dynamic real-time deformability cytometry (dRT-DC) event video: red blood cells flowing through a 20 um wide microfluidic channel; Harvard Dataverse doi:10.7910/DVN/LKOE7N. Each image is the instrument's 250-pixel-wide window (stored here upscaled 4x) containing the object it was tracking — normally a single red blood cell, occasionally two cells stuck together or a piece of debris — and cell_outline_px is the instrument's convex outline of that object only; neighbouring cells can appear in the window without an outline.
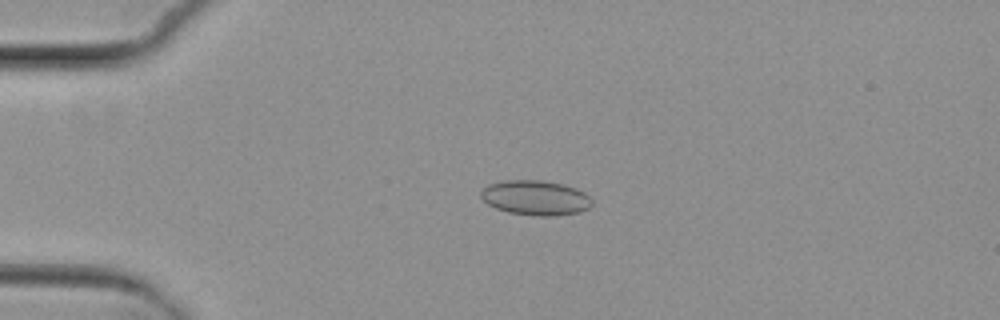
{"species": "common noctule bat (a hibernating species)", "species_latin": "Nyctalus noctula", "temperature_condition": "cold", "stored_images_in_passage": 8, "camera_frame_rate_fps": 3000, "um_per_image_px": 0.085, "animal": {"sex": "female", "body_mass_g": 29.2, "forearm_length_mm": 56.3}, "frame": {"image": 1, "passage_image": 4, "time_ms": 3.333, "image_size_px": [1000, 320], "cell_outline_px": [[592, 204], [588, 208], [580, 212], [556, 216], [536, 216], [508, 212], [496, 208], [488, 204], [480, 196], [480, 192], [488, 184], [508, 180], [540, 180], [564, 184], [576, 188], [584, 192], [592, 200]], "centroid_in_image_um": [45.53, 16.81], "position_along_channel_um": 39.5, "area_um2": 22.6}}
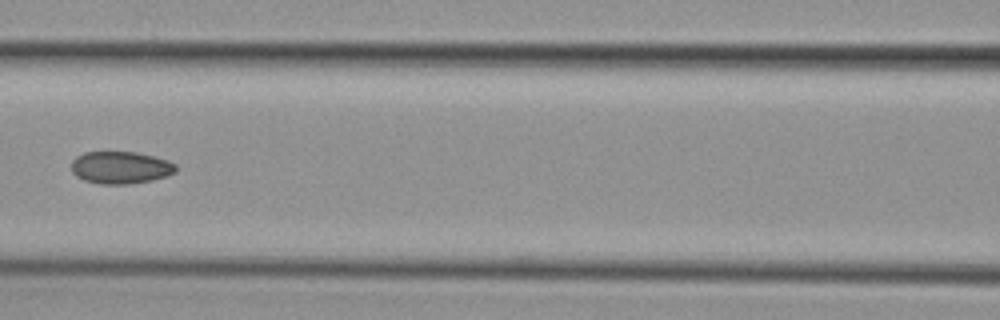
{"frame": {"image": 2, "passage_image": 7, "time_ms": 7.333, "image_size_px": [1000, 320], "cell_outline_px": [[176, 172], [168, 176], [152, 180], [128, 184], [100, 184], [84, 180], [76, 176], [72, 172], [72, 160], [76, 156], [84, 152], [136, 152], [168, 160], [176, 164]], "centroid_in_image_um": [10.25, 14.24], "position_along_channel_um": 156.3, "area_um2": 19.77}}
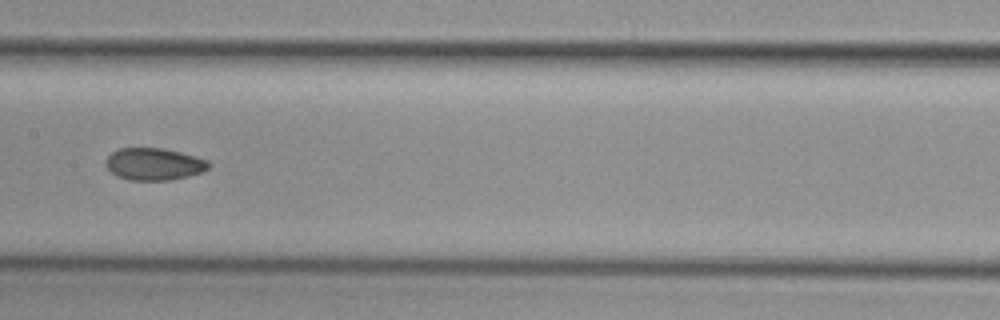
{"frame": {"image": 3, "passage_image": 8, "time_ms": 8.333, "image_size_px": [1000, 320], "cell_outline_px": [[212, 164], [204, 172], [188, 176], [168, 180], [128, 180], [116, 176], [104, 164], [104, 160], [112, 152], [120, 148], [164, 148], [196, 156], [208, 160]], "centroid_in_image_um": [13.1, 13.94], "position_along_channel_um": 194.3, "area_um2": 19.48}}